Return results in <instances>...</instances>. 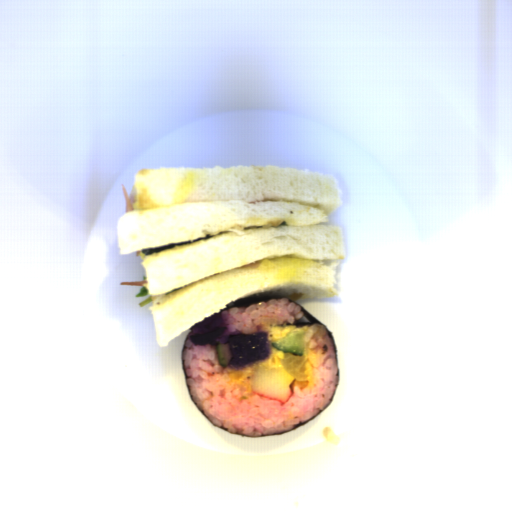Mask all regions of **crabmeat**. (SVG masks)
Instances as JSON below:
<instances>
[{"label": "crabmeat", "mask_w": 512, "mask_h": 512, "mask_svg": "<svg viewBox=\"0 0 512 512\" xmlns=\"http://www.w3.org/2000/svg\"><path fill=\"white\" fill-rule=\"evenodd\" d=\"M295 378L288 374L284 367H268L258 365L251 373V393L258 397L279 400L286 405L294 394L292 384Z\"/></svg>", "instance_id": "obj_1"}]
</instances>
